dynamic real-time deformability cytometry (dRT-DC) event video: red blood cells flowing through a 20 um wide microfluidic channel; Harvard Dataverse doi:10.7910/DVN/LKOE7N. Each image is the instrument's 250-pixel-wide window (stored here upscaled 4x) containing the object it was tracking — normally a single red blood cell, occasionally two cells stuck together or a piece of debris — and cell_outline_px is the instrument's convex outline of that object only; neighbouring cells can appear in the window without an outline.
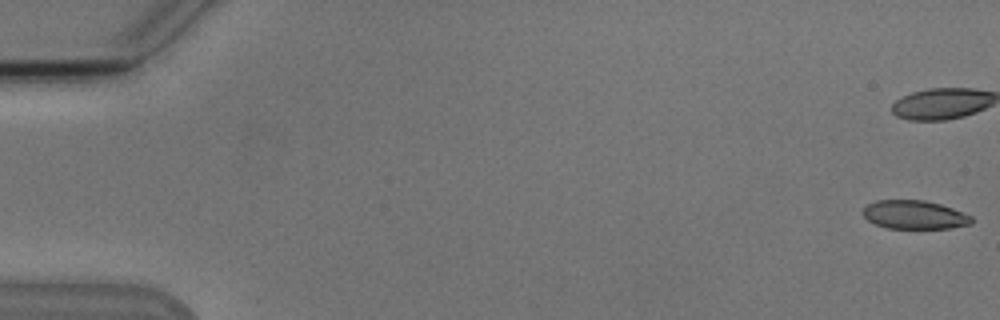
{"species": "Egyptian fruit bat (a non-hibernating species)", "species_latin": "Rousettus aegyptiacus", "temperature_condition": "cold", "stored_images_in_passage": 7, "camera_frame_rate_fps": 3000, "um_per_image_px": 0.085, "animal": {"sex": "male"}, "frame": {"image": 1, "passage_image": 1, "time_ms": 0.0, "image_size_px": [1000, 320], "cell_outline_px": [[972, 224], [948, 228], [888, 228], [876, 224], [868, 220], [860, 212], [868, 204], [876, 200], [924, 200], [940, 204], [952, 208], [972, 216]], "centroid_in_image_um": [77.71, 18.25], "position_along_channel_um": 7.3, "area_um2": 18.03}}